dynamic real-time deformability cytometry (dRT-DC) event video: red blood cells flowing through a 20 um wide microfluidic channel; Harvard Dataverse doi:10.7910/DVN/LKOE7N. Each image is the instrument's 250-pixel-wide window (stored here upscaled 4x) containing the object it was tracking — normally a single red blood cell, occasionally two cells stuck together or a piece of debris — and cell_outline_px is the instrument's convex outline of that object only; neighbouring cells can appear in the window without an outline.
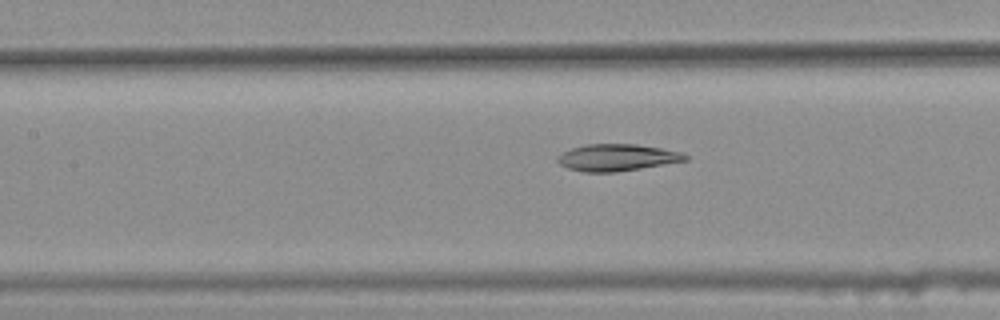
{"species": "common noctule bat (a hibernating species)", "species_latin": "Nyctalus noctula", "temperature_condition": "warm", "stored_images_in_passage": 7, "camera_frame_rate_fps": 3000, "um_per_image_px": 0.085, "animal": {"sex": "female", "body_mass_g": 25.1}, "frame": {"image": 1, "passage_image": 7, "time_ms": 2.0, "image_size_px": [1000, 320], "cell_outline_px": [[688, 160], [616, 172], [584, 172], [568, 168], [560, 164], [556, 160], [556, 156], [572, 148], [584, 144], [636, 144], [684, 152], [688, 156]], "centroid_in_image_um": [52.44, 13.38], "position_along_channel_um": 155.0, "area_um2": 19.94}}